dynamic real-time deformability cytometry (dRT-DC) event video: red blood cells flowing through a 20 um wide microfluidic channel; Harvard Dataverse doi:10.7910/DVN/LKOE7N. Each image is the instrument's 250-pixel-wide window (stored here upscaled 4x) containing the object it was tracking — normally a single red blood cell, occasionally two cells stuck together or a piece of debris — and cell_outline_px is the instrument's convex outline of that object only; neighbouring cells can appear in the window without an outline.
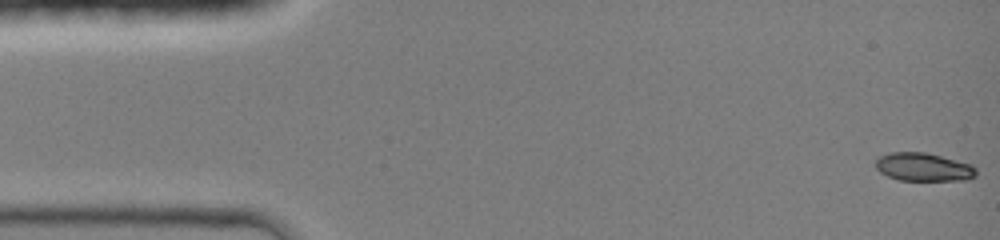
{"species": "common noctule bat (a hibernating species)", "species_latin": "Nyctalus noctula", "temperature_condition": "room temperature", "stored_images_in_passage": 38, "camera_frame_rate_fps": 3000, "um_per_image_px": 0.085, "animal": {"sex": "female", "body_mass_g": 19.0, "forearm_length_mm": 51.5}, "frame": {"image": 1, "passage_image": 1, "time_ms": 0.0, "image_size_px": [1000, 240], "cell_outline_px": [[976, 176], [964, 180], [900, 180], [888, 176], [880, 172], [876, 168], [876, 160], [880, 156], [888, 152], [924, 152], [972, 164], [976, 168]], "centroid_in_image_um": [78.49, 14.19], "position_along_channel_um": 6.5, "area_um2": 16.47}}
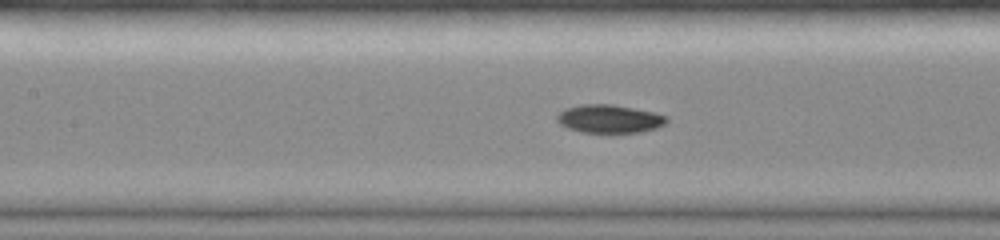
{"frame": {"image": 2, "passage_image": 20, "time_ms": 6.333, "image_size_px": [1000, 240], "cell_outline_px": [[668, 120], [664, 124], [656, 128], [640, 132], [584, 132], [568, 128], [560, 124], [556, 120], [556, 116], [564, 108], [580, 104], [612, 104], [652, 112], [668, 116]], "centroid_in_image_um": [51.77, 10.09], "position_along_channel_um": 155.6, "area_um2": 17.92}}
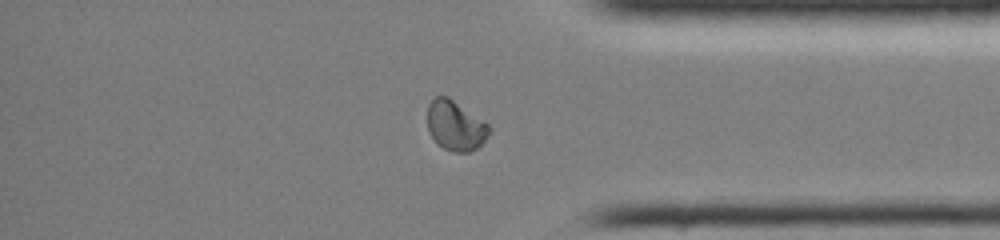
{"frame": {"image": 3, "passage_image": 34, "time_ms": 11.0, "image_size_px": [1000, 240], "cell_outline_px": [[488, 132], [484, 140], [476, 148], [468, 152], [456, 152], [444, 148], [436, 144], [428, 132], [428, 104], [436, 96], [448, 96], [488, 124]], "centroid_in_image_um": [38.66, 10.68], "position_along_channel_um": 396.5, "area_um2": 17.63}}